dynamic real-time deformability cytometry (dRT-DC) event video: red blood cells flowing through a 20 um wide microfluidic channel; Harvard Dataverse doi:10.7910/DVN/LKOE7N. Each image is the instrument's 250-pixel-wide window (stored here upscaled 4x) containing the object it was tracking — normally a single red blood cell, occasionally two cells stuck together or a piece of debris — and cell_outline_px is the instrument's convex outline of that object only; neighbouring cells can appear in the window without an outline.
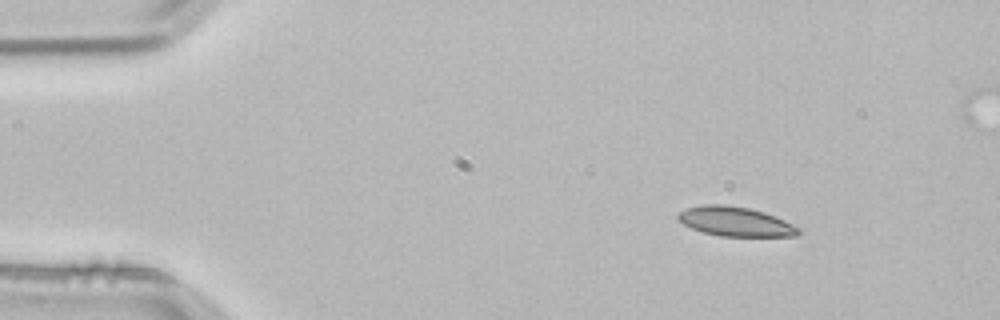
{"species": "common noctule bat (a hibernating species)", "species_latin": "Nyctalus noctula", "temperature_condition": "room temperature", "stored_images_in_passage": 3, "camera_frame_rate_fps": 3000, "um_per_image_px": 0.085, "animal": {"sex": "male", "body_mass_g": 21.5, "forearm_length_mm": 52.0}, "frame": {"image": 1, "passage_image": 1, "time_ms": 0.0, "image_size_px": [1000, 320], "cell_outline_px": [[800, 232], [796, 236], [720, 236], [704, 232], [692, 228], [684, 224], [676, 216], [680, 212], [688, 208], [704, 204], [724, 204], [748, 208], [764, 212], [784, 220], [800, 228]], "centroid_in_image_um": [62.52, 18.83], "position_along_channel_um": 22.5, "area_um2": 20.4}}
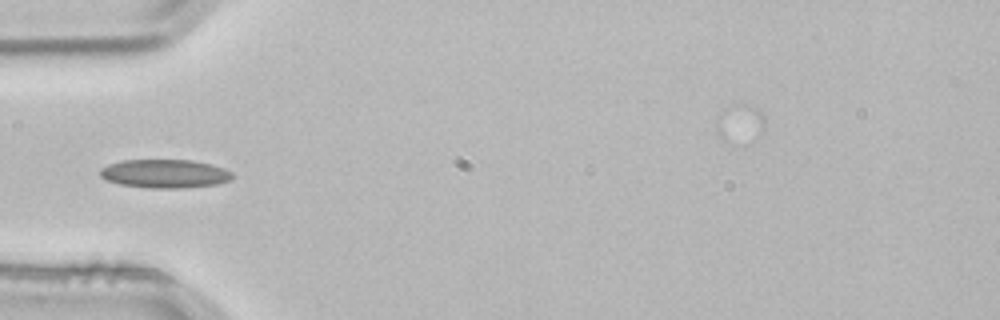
{"frame": {"image": 2, "passage_image": 3, "time_ms": 0.667, "image_size_px": [1000, 320], "cell_outline_px": [[232, 180], [216, 184], [184, 188], [152, 188], [120, 184], [104, 180], [100, 176], [100, 168], [108, 164], [124, 160], [192, 160], [224, 168], [232, 172]], "centroid_in_image_um": [13.99, 14.76], "position_along_channel_um": 71.0, "area_um2": 22.02}}